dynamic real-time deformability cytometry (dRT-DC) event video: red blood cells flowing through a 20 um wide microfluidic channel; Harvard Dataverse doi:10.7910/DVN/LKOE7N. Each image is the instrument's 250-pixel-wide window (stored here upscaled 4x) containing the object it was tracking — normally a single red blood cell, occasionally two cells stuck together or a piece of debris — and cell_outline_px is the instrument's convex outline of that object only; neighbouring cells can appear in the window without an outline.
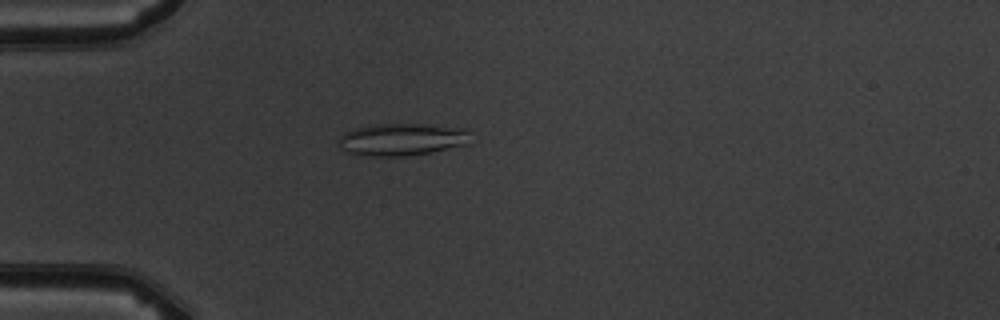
{"species": "common noctule bat (a hibernating species)", "species_latin": "Nyctalus noctula", "temperature_condition": "warm", "stored_images_in_passage": 2, "camera_frame_rate_fps": 3000, "um_per_image_px": 0.085, "animal": {"sex": "male", "body_mass_g": 19.5, "forearm_length_mm": 54.6}, "frame": {"image": 1, "passage_image": 2, "time_ms": 1.0, "image_size_px": [1000, 320], "cell_outline_px": [[472, 144], [428, 152], [404, 156], [372, 156], [348, 152], [336, 144], [340, 136], [344, 132], [356, 128], [376, 124], [424, 124], [464, 128]], "centroid_in_image_um": [34.15, 11.85], "position_along_channel_um": 50.8, "area_um2": 24.68}}